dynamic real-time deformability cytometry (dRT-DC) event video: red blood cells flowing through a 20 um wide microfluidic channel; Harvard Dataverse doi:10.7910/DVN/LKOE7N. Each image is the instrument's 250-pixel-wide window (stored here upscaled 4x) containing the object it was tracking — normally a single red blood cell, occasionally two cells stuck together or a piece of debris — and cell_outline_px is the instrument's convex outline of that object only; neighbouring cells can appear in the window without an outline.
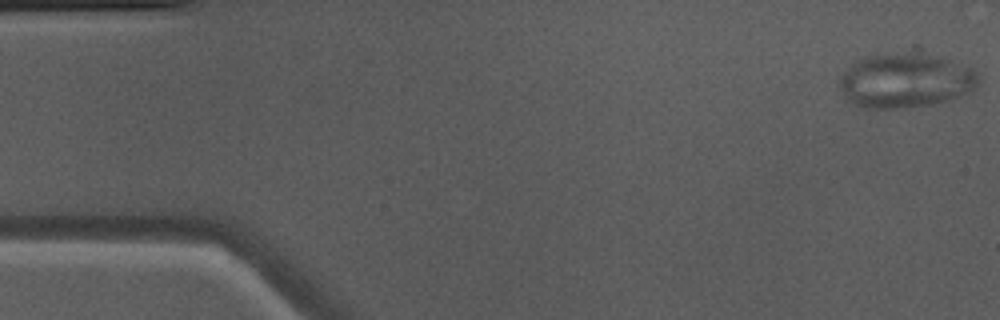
{"species": "Egyptian fruit bat (a non-hibernating species)", "species_latin": "Rousettus aegyptiacus", "temperature_condition": "warm", "stored_images_in_passage": 50, "camera_frame_rate_fps": 3000, "um_per_image_px": 0.085, "animal": {"sex": "male"}, "frame": {"image": 1, "passage_image": 1, "time_ms": 0.0, "image_size_px": [1000, 320], "cell_outline_px": [[980, 80], [968, 92], [960, 96], [948, 100], [932, 104], [900, 108], [868, 108], [856, 104], [848, 100], [840, 88], [840, 76], [852, 64], [868, 56], [908, 56], [944, 60], [972, 68], [976, 72]], "centroid_in_image_um": [76.93, 6.93], "position_along_channel_um": 8.1, "area_um2": 41.73}}
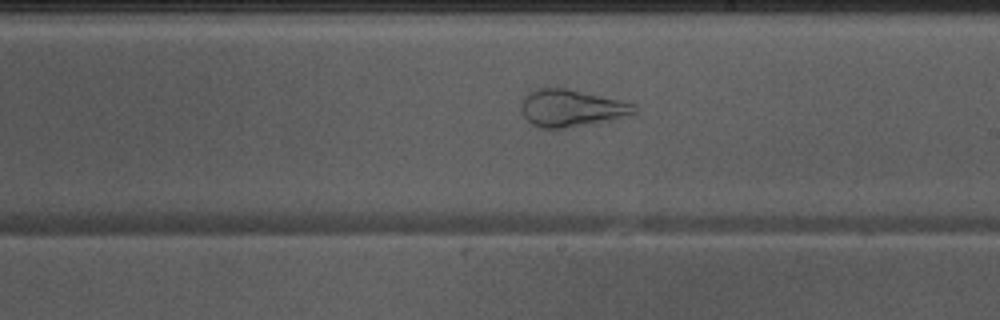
{"frame": {"image": 2, "passage_image": 28, "time_ms": 9.0, "image_size_px": [1000, 320], "cell_outline_px": [[636, 112], [620, 116], [564, 128], [540, 128], [532, 124], [520, 112], [520, 104], [524, 96], [528, 92], [540, 88], [568, 88], [620, 100], [632, 104], [636, 108]], "centroid_in_image_um": [48.44, 9.16], "position_along_channel_um": 240.6, "area_um2": 23.81}}
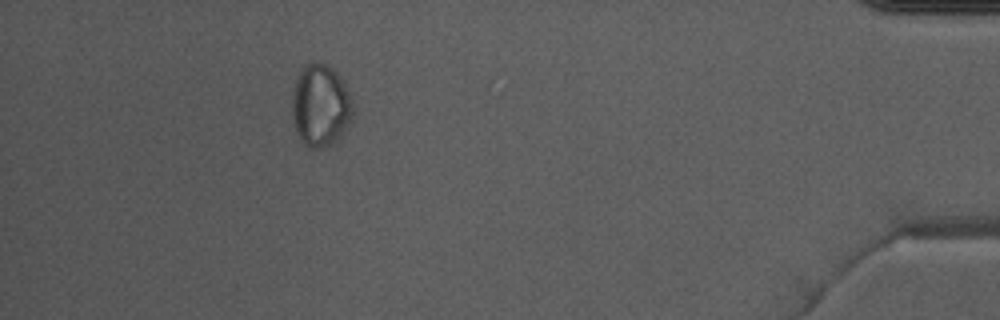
{"frame": {"image": 3, "passage_image": 45, "time_ms": 14.667, "image_size_px": [1000, 320], "cell_outline_px": [[352, 112], [344, 132], [332, 144], [316, 148], [308, 148], [300, 140], [292, 116], [292, 92], [296, 80], [304, 64], [324, 64], [332, 68], [344, 80], [352, 100]], "centroid_in_image_um": [27.23, 8.97], "position_along_channel_um": 408.0, "area_um2": 28.84}}